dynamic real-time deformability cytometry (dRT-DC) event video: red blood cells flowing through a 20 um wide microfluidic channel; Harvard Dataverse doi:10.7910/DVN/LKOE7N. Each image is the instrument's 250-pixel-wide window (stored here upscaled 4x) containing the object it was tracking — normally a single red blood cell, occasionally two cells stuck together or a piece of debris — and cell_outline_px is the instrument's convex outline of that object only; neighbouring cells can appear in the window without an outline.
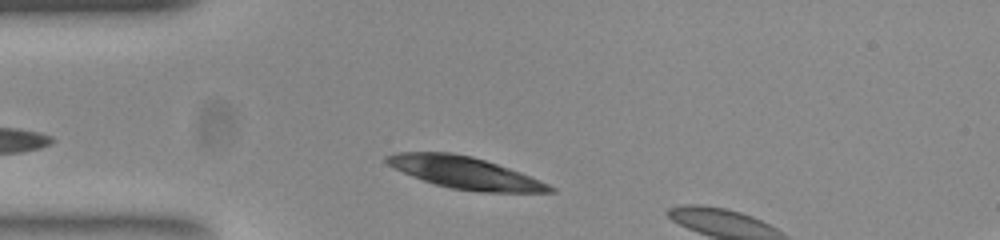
{"species": "common noctule bat (a hibernating species)", "species_latin": "Nyctalus noctula", "temperature_condition": "room temperature", "stored_images_in_passage": 6, "camera_frame_rate_fps": 3000, "um_per_image_px": 0.085, "animal": {"sex": "female", "body_mass_g": 23.0, "forearm_length_mm": 53.4}, "frame": {"image": 1, "passage_image": 3, "time_ms": 0.667, "image_size_px": [1000, 240], "cell_outline_px": [[556, 192], [480, 192], [452, 188], [436, 184], [412, 176], [388, 164], [384, 160], [384, 156], [396, 152], [452, 152], [472, 156], [520, 172], [540, 180], [556, 188]], "centroid_in_image_um": [39.53, 14.68], "position_along_channel_um": 45.5, "area_um2": 30.06}}